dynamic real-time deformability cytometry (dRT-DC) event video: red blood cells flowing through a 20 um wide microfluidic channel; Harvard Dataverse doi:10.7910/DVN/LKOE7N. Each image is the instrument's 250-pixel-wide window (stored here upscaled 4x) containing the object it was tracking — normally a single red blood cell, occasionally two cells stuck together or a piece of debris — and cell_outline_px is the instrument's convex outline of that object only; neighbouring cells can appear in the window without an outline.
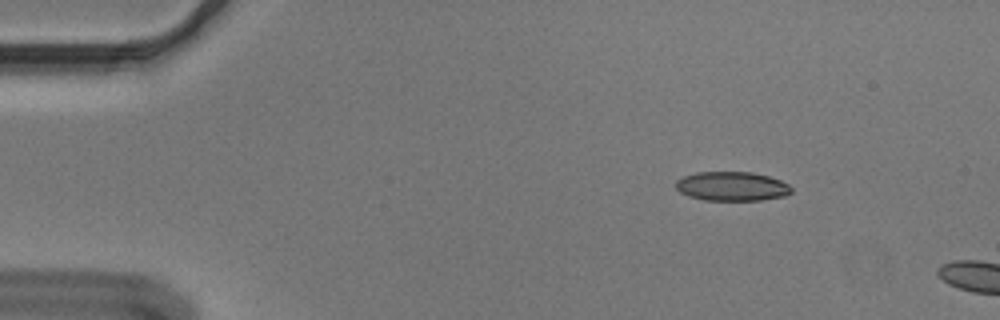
{"species": "Egyptian fruit bat (a non-hibernating species)", "species_latin": "Rousettus aegyptiacus", "temperature_condition": "cold", "stored_images_in_passage": 5, "camera_frame_rate_fps": 3000, "um_per_image_px": 0.085, "animal": {"sex": "male"}, "frame": {"image": 1, "passage_image": 1, "time_ms": 0.0, "image_size_px": [1000, 320], "cell_outline_px": [[792, 192], [784, 196], [760, 200], [704, 200], [688, 196], [680, 192], [676, 188], [676, 180], [684, 176], [696, 172], [752, 172], [768, 176], [780, 180], [788, 184], [792, 188]], "centroid_in_image_um": [62.2, 15.83], "position_along_channel_um": 22.8, "area_um2": 19.65}}